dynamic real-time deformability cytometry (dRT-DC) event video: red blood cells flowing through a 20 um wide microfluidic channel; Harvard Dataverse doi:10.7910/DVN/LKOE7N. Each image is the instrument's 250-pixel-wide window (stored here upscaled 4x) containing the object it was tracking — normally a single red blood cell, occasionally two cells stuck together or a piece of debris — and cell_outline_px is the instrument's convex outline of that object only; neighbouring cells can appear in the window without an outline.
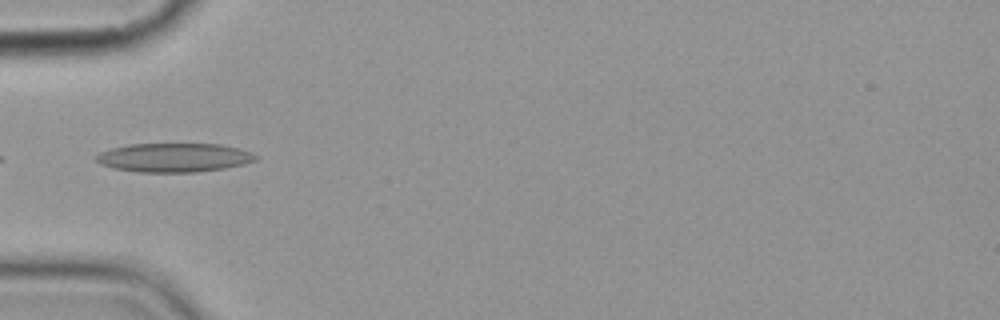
{"species": "common noctule bat (a hibernating species)", "species_latin": "Nyctalus noctula", "temperature_condition": "cold", "stored_images_in_passage": 6, "camera_frame_rate_fps": 3000, "um_per_image_px": 0.085, "animal": {"sex": "female", "body_mass_g": 19.9}, "frame": {"image": 1, "passage_image": 5, "time_ms": 5.333, "image_size_px": [1000, 320], "cell_outline_px": [[260, 156], [256, 160], [244, 164], [224, 168], [196, 172], [136, 172], [112, 168], [100, 164], [96, 160], [96, 156], [100, 152], [112, 148], [128, 144], [220, 144], [252, 152]], "centroid_in_image_um": [14.79, 13.4], "position_along_channel_um": 70.2, "area_um2": 26.93}}
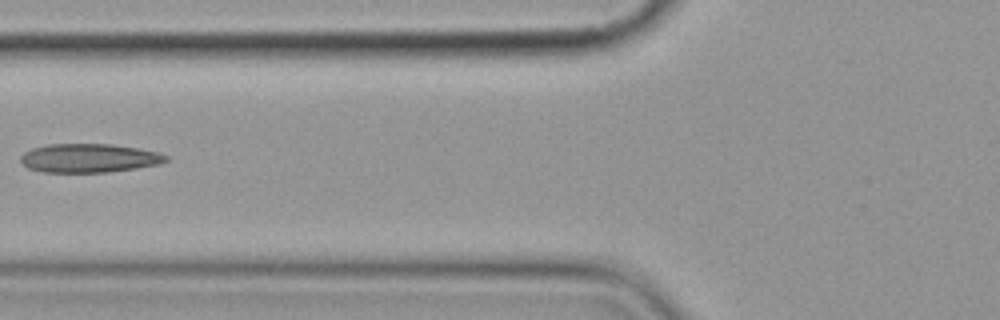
{"frame": {"image": 2, "passage_image": 6, "time_ms": 6.667, "image_size_px": [1000, 320], "cell_outline_px": [[168, 160], [160, 164], [136, 168], [108, 172], [44, 172], [28, 168], [20, 160], [20, 156], [24, 152], [32, 148], [48, 144], [112, 144], [140, 148], [160, 152], [168, 156]], "centroid_in_image_um": [7.6, 13.43], "position_along_channel_um": 118.2, "area_um2": 24.51}}